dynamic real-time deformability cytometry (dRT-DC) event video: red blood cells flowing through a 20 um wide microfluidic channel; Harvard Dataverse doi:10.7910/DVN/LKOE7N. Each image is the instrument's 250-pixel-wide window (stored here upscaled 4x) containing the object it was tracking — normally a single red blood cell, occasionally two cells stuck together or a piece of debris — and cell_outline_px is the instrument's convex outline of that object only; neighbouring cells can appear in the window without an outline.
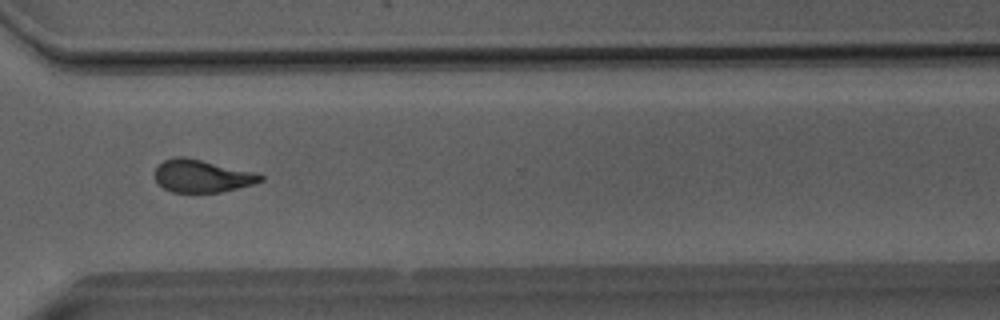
{"species": "Egyptian fruit bat (a non-hibernating species)", "species_latin": "Rousettus aegyptiacus", "temperature_condition": "room temperature", "stored_images_in_passage": 51, "camera_frame_rate_fps": 3000, "um_per_image_px": 0.085, "animal": {"sex": "male"}, "frame": {"image": 1, "passage_image": 38, "time_ms": 12.333, "image_size_px": [1000, 320], "cell_outline_px": [[264, 180], [256, 184], [220, 192], [172, 192], [164, 188], [152, 176], [156, 168], [164, 160], [172, 156], [184, 156], [256, 172], [264, 176]], "centroid_in_image_um": [17.18, 14.95], "position_along_channel_um": 353.4, "area_um2": 20.29}}
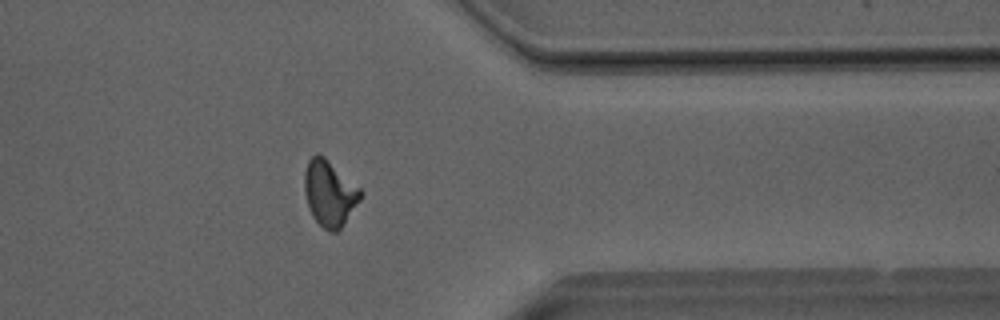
{"frame": {"image": 2, "passage_image": 41, "time_ms": 13.333, "image_size_px": [1000, 320], "cell_outline_px": [[364, 192], [360, 200], [340, 228], [336, 232], [328, 232], [312, 216], [308, 208], [304, 192], [304, 172], [308, 160], [316, 152], [324, 156], [360, 188]], "centroid_in_image_um": [27.99, 16.41], "position_along_channel_um": 383.4, "area_um2": 21.5}}
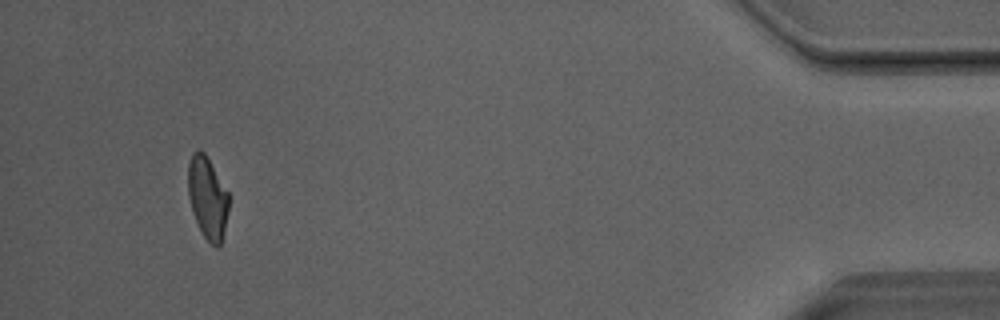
{"frame": {"image": 3, "passage_image": 48, "time_ms": 15.667, "image_size_px": [1000, 320], "cell_outline_px": [[228, 212], [220, 244], [216, 248], [204, 236], [196, 220], [188, 196], [188, 164], [192, 152], [200, 148], [204, 152], [228, 192]], "centroid_in_image_um": [17.62, 16.76], "position_along_channel_um": 417.6, "area_um2": 19.07}, "authors_computed_cell_mechanics": {"area_um2": 20.6346, "velocity_mm_per_s": 4.0455, "shape_relaxation_time_tau1_ms": 6.126, "shape_relaxation_time_tau2_ms": 1.3131, "deformation_change_tau1": 0.1983, "deformation_change_tau2": 0.0928}}